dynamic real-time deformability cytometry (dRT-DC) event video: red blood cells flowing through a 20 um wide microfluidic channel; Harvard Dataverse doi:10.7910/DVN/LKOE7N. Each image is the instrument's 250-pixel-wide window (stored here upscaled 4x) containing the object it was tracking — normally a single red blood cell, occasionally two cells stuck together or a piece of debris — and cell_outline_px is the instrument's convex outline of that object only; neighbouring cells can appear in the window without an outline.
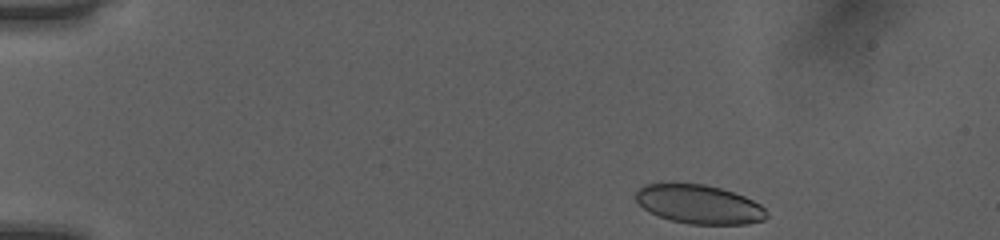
{"species": "human", "species_latin": "Homo sapiens", "temperature_condition": "room temperature", "stored_images_in_passage": 44, "camera_frame_rate_fps": 3000, "um_per_image_px": 0.085, "donor": {"sex": "female"}, "frame": {"image": 1, "passage_image": 1, "time_ms": 0.0, "image_size_px": [1000, 240], "cell_outline_px": [[768, 216], [764, 220], [744, 224], [688, 224], [672, 220], [660, 216], [644, 208], [636, 200], [636, 192], [644, 184], [672, 180], [704, 184], [720, 188], [744, 196], [760, 204], [768, 212]], "centroid_in_image_um": [59.4, 17.32], "position_along_channel_um": 25.6, "area_um2": 30.17}}
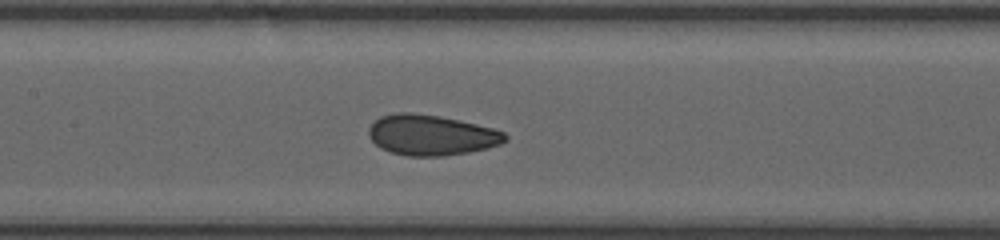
{"frame": {"image": 2, "passage_image": 19, "time_ms": 6.0, "image_size_px": [1000, 240], "cell_outline_px": [[508, 140], [500, 144], [488, 148], [468, 152], [444, 156], [408, 156], [392, 152], [380, 148], [368, 136], [368, 128], [380, 116], [396, 112], [412, 112], [440, 116], [460, 120], [492, 128], [504, 132], [508, 136]], "centroid_in_image_um": [36.66, 11.47], "position_along_channel_um": 170.7, "area_um2": 32.31}}
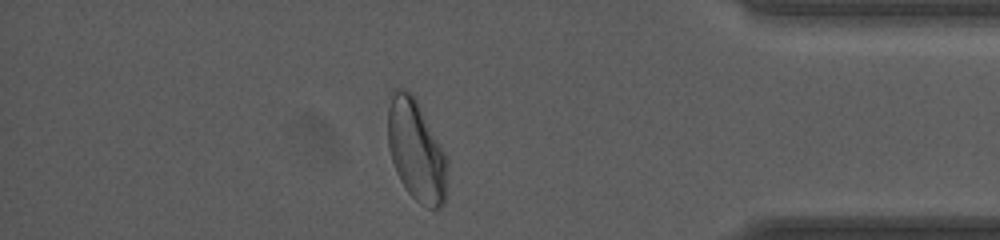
{"frame": {"image": 3, "passage_image": 38, "time_ms": 12.333, "image_size_px": [1000, 240], "cell_outline_px": [[448, 164], [444, 204], [440, 208], [428, 208], [420, 204], [408, 192], [400, 180], [396, 172], [388, 148], [388, 108], [392, 88], [400, 88], [412, 92], [440, 144], [448, 160]], "centroid_in_image_um": [35.37, 12.8], "position_along_channel_um": 399.8, "area_um2": 35.08}, "authors_computed_cell_mechanics": {"area_um2": 32.1368, "velocity_mm_per_s": 4.0361, "shape_relaxation_time_tau1_ms": 5.0819, "shape_relaxation_time_tau2_ms": 0.7174, "deformation_change_tau1": 0.1376, "deformation_change_tau2": 0.0536}}